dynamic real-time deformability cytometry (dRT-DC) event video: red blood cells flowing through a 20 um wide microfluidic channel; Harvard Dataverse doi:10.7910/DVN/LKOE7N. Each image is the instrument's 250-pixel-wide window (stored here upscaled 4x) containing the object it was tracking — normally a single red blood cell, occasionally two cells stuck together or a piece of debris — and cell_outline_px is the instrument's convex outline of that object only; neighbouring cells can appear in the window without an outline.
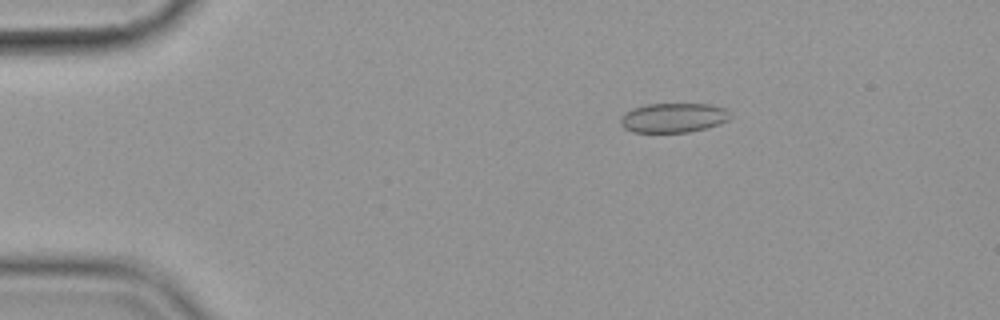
{"species": "common noctule bat (a hibernating species)", "species_latin": "Nyctalus noctula", "temperature_condition": "cold", "stored_images_in_passage": 56, "camera_frame_rate_fps": 3000, "um_per_image_px": 0.085, "animal": {"sex": "female", "body_mass_g": 19.9}, "frame": {"image": 1, "passage_image": 10, "time_ms": 3.0, "image_size_px": [1000, 320], "cell_outline_px": [[732, 116], [728, 120], [720, 124], [708, 128], [688, 132], [632, 132], [624, 128], [620, 124], [620, 116], [624, 112], [632, 108], [648, 104], [712, 104], [724, 108]], "centroid_in_image_um": [57.23, 10.01], "position_along_channel_um": 27.8, "area_um2": 19.07}}
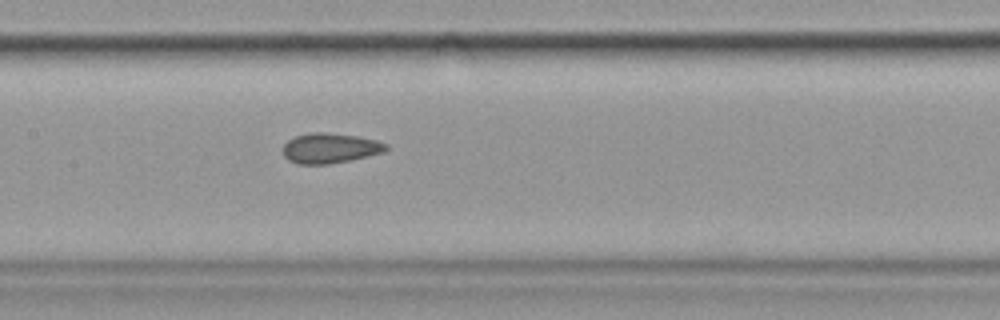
{"frame": {"image": 2, "passage_image": 28, "time_ms": 9.0, "image_size_px": [1000, 320], "cell_outline_px": [[388, 148], [384, 152], [348, 160], [328, 164], [300, 164], [288, 160], [284, 156], [284, 144], [288, 140], [296, 136], [308, 132], [324, 132], [356, 136], [376, 140], [388, 144]], "centroid_in_image_um": [28.04, 12.58], "position_along_channel_um": 179.4, "area_um2": 17.92}}
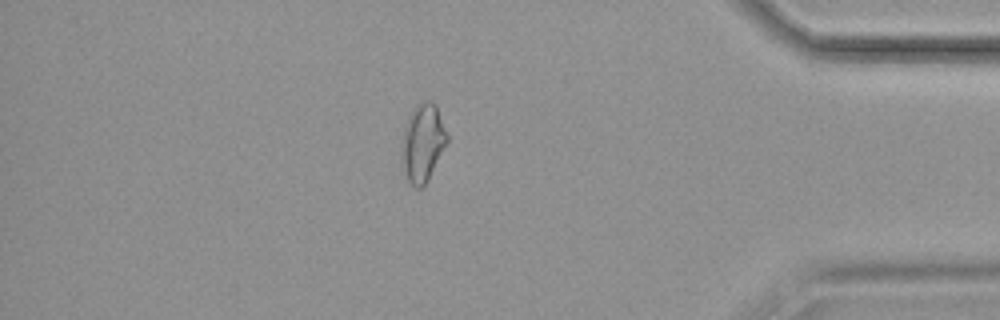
{"frame": {"image": 3, "passage_image": 49, "time_ms": 16.0, "image_size_px": [1000, 320], "cell_outline_px": [[448, 144], [428, 180], [420, 188], [416, 188], [408, 180], [400, 156], [400, 152], [404, 124], [408, 116], [416, 104], [424, 100], [432, 100], [436, 104], [448, 136]], "centroid_in_image_um": [35.93, 12.1], "position_along_channel_um": 399.3, "area_um2": 20.98}, "authors_computed_cell_mechanics": {"area_um2": 18.785, "velocity_mm_per_s": 3.597, "shape_relaxation_time_tau1_ms": null, "shape_relaxation_time_tau2_ms": 2.3474, "deformation_change_tau1": null, "deformation_change_tau2": 0.0426}}